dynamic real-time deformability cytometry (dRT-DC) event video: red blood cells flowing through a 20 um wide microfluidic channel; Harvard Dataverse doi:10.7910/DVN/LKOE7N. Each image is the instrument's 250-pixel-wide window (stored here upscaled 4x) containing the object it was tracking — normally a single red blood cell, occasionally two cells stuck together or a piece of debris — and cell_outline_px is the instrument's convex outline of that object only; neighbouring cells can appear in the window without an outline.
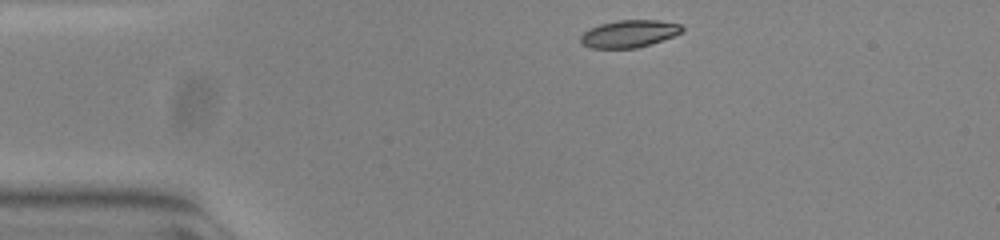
{"species": "common noctule bat (a hibernating species)", "species_latin": "Nyctalus noctula", "temperature_condition": "warm", "stored_images_in_passage": 44, "camera_frame_rate_fps": 3000, "um_per_image_px": 0.085, "animal": {"sex": "female", "body_mass_g": 23.0, "forearm_length_mm": 53.4}, "frame": {"image": 1, "passage_image": 1, "time_ms": 0.0, "image_size_px": [1000, 240], "cell_outline_px": [[684, 28], [680, 32], [672, 36], [636, 48], [592, 48], [580, 44], [580, 36], [588, 28], [600, 24], [616, 20], [660, 20], [680, 24]], "centroid_in_image_um": [53.41, 2.86], "position_along_channel_um": 31.6, "area_um2": 16.07}}
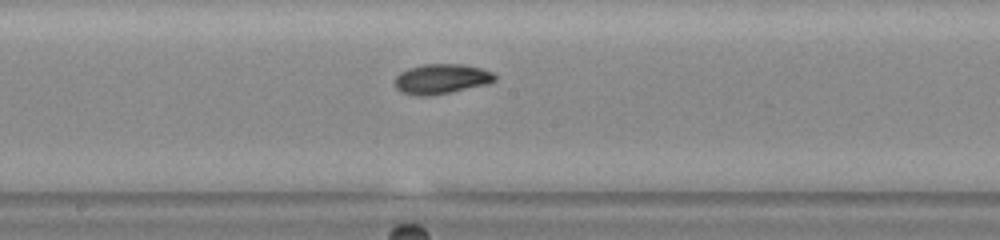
{"frame": {"image": 2, "passage_image": 19, "time_ms": 6.0, "image_size_px": [1000, 240], "cell_outline_px": [[496, 80], [488, 84], [428, 96], [416, 96], [400, 92], [396, 88], [396, 76], [400, 72], [408, 68], [424, 64], [464, 64], [480, 68], [492, 72], [496, 76]], "centroid_in_image_um": [37.51, 6.7], "position_along_channel_um": 210.7, "area_um2": 17.4}}
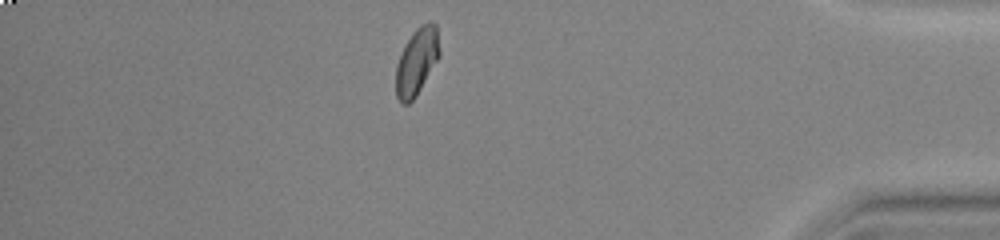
{"frame": {"image": 3, "passage_image": 37, "time_ms": 12.0, "image_size_px": [1000, 240], "cell_outline_px": [[440, 56], [416, 96], [408, 104], [400, 104], [396, 96], [396, 64], [412, 32], [420, 24], [428, 20], [432, 20], [436, 24], [440, 52]], "centroid_in_image_um": [35.43, 5.21], "position_along_channel_um": 399.8, "area_um2": 17.11}, "authors_computed_cell_mechanics": {"area_um2": 16.9354, "velocity_mm_per_s": 3.8266, "shape_relaxation_time_tau1_ms": 4.9524, "shape_relaxation_time_tau2_ms": 4.2026, "deformation_change_tau1": 0.1352, "deformation_change_tau2": 0.0757}}